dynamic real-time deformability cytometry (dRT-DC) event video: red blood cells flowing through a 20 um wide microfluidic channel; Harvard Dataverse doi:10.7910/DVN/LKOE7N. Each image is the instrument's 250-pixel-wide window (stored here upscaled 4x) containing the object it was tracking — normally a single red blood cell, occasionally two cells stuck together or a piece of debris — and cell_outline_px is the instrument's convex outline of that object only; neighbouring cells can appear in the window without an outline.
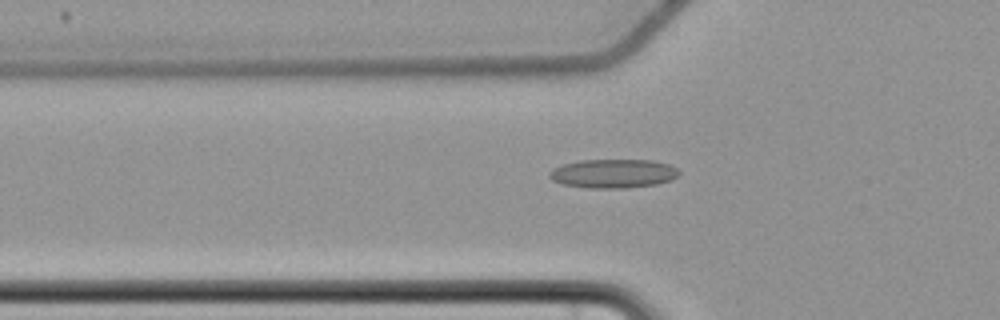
{"species": "common noctule bat (a hibernating species)", "species_latin": "Nyctalus noctula", "temperature_condition": "cold", "stored_images_in_passage": 47, "camera_frame_rate_fps": 3000, "um_per_image_px": 0.085, "animal": {"sex": "female", "body_mass_g": 22.7, "forearm_length_mm": 54.2}, "frame": {"image": 1, "passage_image": 10, "time_ms": 3.0, "image_size_px": [1000, 320], "cell_outline_px": [[680, 172], [672, 180], [656, 184], [624, 188], [592, 188], [564, 184], [552, 180], [548, 176], [548, 172], [552, 168], [564, 164], [580, 160], [652, 160], [668, 164], [676, 168]], "centroid_in_image_um": [52.11, 14.74], "position_along_channel_um": 73.7, "area_um2": 21.73}}
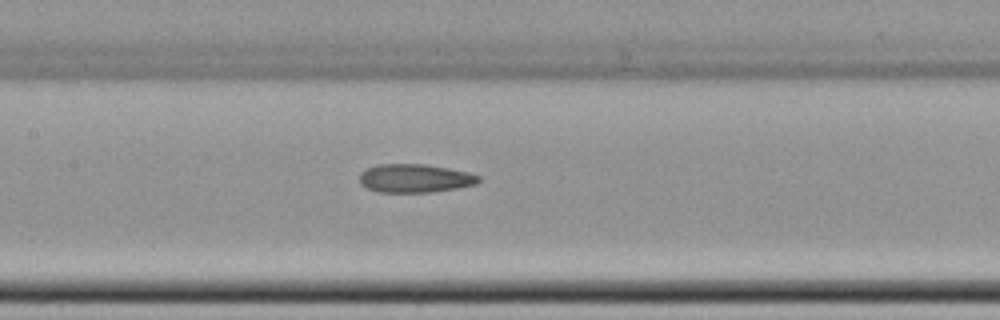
{"frame": {"image": 2, "passage_image": 18, "time_ms": 5.667, "image_size_px": [1000, 320], "cell_outline_px": [[480, 180], [476, 184], [456, 188], [432, 192], [380, 192], [368, 188], [360, 184], [360, 172], [376, 164], [424, 164], [448, 168], [468, 172], [480, 176]], "centroid_in_image_um": [35.26, 15.15], "position_along_channel_um": 172.1, "area_um2": 19.71}}
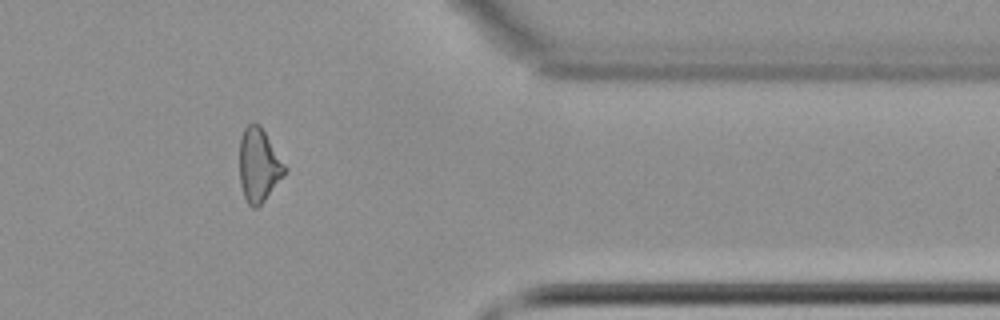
{"frame": {"image": 3, "passage_image": 37, "time_ms": 12.0, "image_size_px": [1000, 320], "cell_outline_px": [[288, 172], [264, 200], [256, 208], [252, 208], [248, 204], [244, 196], [240, 184], [240, 140], [244, 128], [248, 124], [260, 124], [288, 168]], "centroid_in_image_um": [22.02, 14.04], "position_along_channel_um": 389.4, "area_um2": 19.48}, "authors_computed_cell_mechanics": {"area_um2": 19.8254, "velocity_mm_per_s": 3.7004, "shape_relaxation_time_tau1_ms": null, "shape_relaxation_time_tau2_ms": 5.8453, "deformation_change_tau1": null, "deformation_change_tau2": 0.1471}}